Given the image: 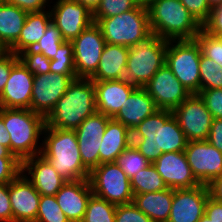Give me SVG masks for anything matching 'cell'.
<instances>
[{
    "mask_svg": "<svg viewBox=\"0 0 222 222\" xmlns=\"http://www.w3.org/2000/svg\"><path fill=\"white\" fill-rule=\"evenodd\" d=\"M34 75L18 60L11 69L7 83L0 95V107L31 109Z\"/></svg>",
    "mask_w": 222,
    "mask_h": 222,
    "instance_id": "cell-18",
    "label": "cell"
},
{
    "mask_svg": "<svg viewBox=\"0 0 222 222\" xmlns=\"http://www.w3.org/2000/svg\"><path fill=\"white\" fill-rule=\"evenodd\" d=\"M202 29L212 36L222 35V5L212 9L210 17Z\"/></svg>",
    "mask_w": 222,
    "mask_h": 222,
    "instance_id": "cell-45",
    "label": "cell"
},
{
    "mask_svg": "<svg viewBox=\"0 0 222 222\" xmlns=\"http://www.w3.org/2000/svg\"><path fill=\"white\" fill-rule=\"evenodd\" d=\"M157 110L159 109L148 92L143 87L136 88L113 119L121 122L132 131Z\"/></svg>",
    "mask_w": 222,
    "mask_h": 222,
    "instance_id": "cell-24",
    "label": "cell"
},
{
    "mask_svg": "<svg viewBox=\"0 0 222 222\" xmlns=\"http://www.w3.org/2000/svg\"><path fill=\"white\" fill-rule=\"evenodd\" d=\"M131 189L134 194L158 192L167 189L156 167L150 163L146 168L137 172L131 179Z\"/></svg>",
    "mask_w": 222,
    "mask_h": 222,
    "instance_id": "cell-30",
    "label": "cell"
},
{
    "mask_svg": "<svg viewBox=\"0 0 222 222\" xmlns=\"http://www.w3.org/2000/svg\"><path fill=\"white\" fill-rule=\"evenodd\" d=\"M92 193L114 205L133 201L131 182L117 162L101 163L89 174Z\"/></svg>",
    "mask_w": 222,
    "mask_h": 222,
    "instance_id": "cell-9",
    "label": "cell"
},
{
    "mask_svg": "<svg viewBox=\"0 0 222 222\" xmlns=\"http://www.w3.org/2000/svg\"><path fill=\"white\" fill-rule=\"evenodd\" d=\"M41 155L66 182L88 179L90 172L84 167L75 130L51 128L45 125Z\"/></svg>",
    "mask_w": 222,
    "mask_h": 222,
    "instance_id": "cell-2",
    "label": "cell"
},
{
    "mask_svg": "<svg viewBox=\"0 0 222 222\" xmlns=\"http://www.w3.org/2000/svg\"><path fill=\"white\" fill-rule=\"evenodd\" d=\"M115 213L116 205L92 194L82 222H115Z\"/></svg>",
    "mask_w": 222,
    "mask_h": 222,
    "instance_id": "cell-31",
    "label": "cell"
},
{
    "mask_svg": "<svg viewBox=\"0 0 222 222\" xmlns=\"http://www.w3.org/2000/svg\"><path fill=\"white\" fill-rule=\"evenodd\" d=\"M195 40L201 48V53L217 63L222 69V41L203 29L195 37Z\"/></svg>",
    "mask_w": 222,
    "mask_h": 222,
    "instance_id": "cell-39",
    "label": "cell"
},
{
    "mask_svg": "<svg viewBox=\"0 0 222 222\" xmlns=\"http://www.w3.org/2000/svg\"><path fill=\"white\" fill-rule=\"evenodd\" d=\"M208 197L207 185L173 189V201L167 222H198L205 213Z\"/></svg>",
    "mask_w": 222,
    "mask_h": 222,
    "instance_id": "cell-17",
    "label": "cell"
},
{
    "mask_svg": "<svg viewBox=\"0 0 222 222\" xmlns=\"http://www.w3.org/2000/svg\"><path fill=\"white\" fill-rule=\"evenodd\" d=\"M221 41H222V35H220V36H217Z\"/></svg>",
    "mask_w": 222,
    "mask_h": 222,
    "instance_id": "cell-56",
    "label": "cell"
},
{
    "mask_svg": "<svg viewBox=\"0 0 222 222\" xmlns=\"http://www.w3.org/2000/svg\"><path fill=\"white\" fill-rule=\"evenodd\" d=\"M110 119L105 114L96 112L75 129L82 163L89 172L100 165V138Z\"/></svg>",
    "mask_w": 222,
    "mask_h": 222,
    "instance_id": "cell-16",
    "label": "cell"
},
{
    "mask_svg": "<svg viewBox=\"0 0 222 222\" xmlns=\"http://www.w3.org/2000/svg\"><path fill=\"white\" fill-rule=\"evenodd\" d=\"M207 141L222 152V119H213Z\"/></svg>",
    "mask_w": 222,
    "mask_h": 222,
    "instance_id": "cell-48",
    "label": "cell"
},
{
    "mask_svg": "<svg viewBox=\"0 0 222 222\" xmlns=\"http://www.w3.org/2000/svg\"><path fill=\"white\" fill-rule=\"evenodd\" d=\"M3 122L10 135V151L20 162L41 153L43 115L31 109L3 108Z\"/></svg>",
    "mask_w": 222,
    "mask_h": 222,
    "instance_id": "cell-4",
    "label": "cell"
},
{
    "mask_svg": "<svg viewBox=\"0 0 222 222\" xmlns=\"http://www.w3.org/2000/svg\"><path fill=\"white\" fill-rule=\"evenodd\" d=\"M0 222H13V212L9 198V183L0 184Z\"/></svg>",
    "mask_w": 222,
    "mask_h": 222,
    "instance_id": "cell-46",
    "label": "cell"
},
{
    "mask_svg": "<svg viewBox=\"0 0 222 222\" xmlns=\"http://www.w3.org/2000/svg\"><path fill=\"white\" fill-rule=\"evenodd\" d=\"M27 12L6 0L0 2V48L7 51L19 38Z\"/></svg>",
    "mask_w": 222,
    "mask_h": 222,
    "instance_id": "cell-29",
    "label": "cell"
},
{
    "mask_svg": "<svg viewBox=\"0 0 222 222\" xmlns=\"http://www.w3.org/2000/svg\"><path fill=\"white\" fill-rule=\"evenodd\" d=\"M41 195L21 172L9 183L13 222H35Z\"/></svg>",
    "mask_w": 222,
    "mask_h": 222,
    "instance_id": "cell-20",
    "label": "cell"
},
{
    "mask_svg": "<svg viewBox=\"0 0 222 222\" xmlns=\"http://www.w3.org/2000/svg\"><path fill=\"white\" fill-rule=\"evenodd\" d=\"M8 3L17 6L27 13L44 11L50 6V0H6ZM49 3V5H48Z\"/></svg>",
    "mask_w": 222,
    "mask_h": 222,
    "instance_id": "cell-47",
    "label": "cell"
},
{
    "mask_svg": "<svg viewBox=\"0 0 222 222\" xmlns=\"http://www.w3.org/2000/svg\"><path fill=\"white\" fill-rule=\"evenodd\" d=\"M201 48L193 40H169L166 65L190 94L200 92Z\"/></svg>",
    "mask_w": 222,
    "mask_h": 222,
    "instance_id": "cell-8",
    "label": "cell"
},
{
    "mask_svg": "<svg viewBox=\"0 0 222 222\" xmlns=\"http://www.w3.org/2000/svg\"><path fill=\"white\" fill-rule=\"evenodd\" d=\"M213 222H222V201L208 197L205 204V213Z\"/></svg>",
    "mask_w": 222,
    "mask_h": 222,
    "instance_id": "cell-49",
    "label": "cell"
},
{
    "mask_svg": "<svg viewBox=\"0 0 222 222\" xmlns=\"http://www.w3.org/2000/svg\"><path fill=\"white\" fill-rule=\"evenodd\" d=\"M168 40L151 33L147 38L129 47V55L122 80L136 88L144 87L156 72L166 64Z\"/></svg>",
    "mask_w": 222,
    "mask_h": 222,
    "instance_id": "cell-6",
    "label": "cell"
},
{
    "mask_svg": "<svg viewBox=\"0 0 222 222\" xmlns=\"http://www.w3.org/2000/svg\"><path fill=\"white\" fill-rule=\"evenodd\" d=\"M116 162L126 173L129 179L150 164V162L137 150L133 144H131L118 156Z\"/></svg>",
    "mask_w": 222,
    "mask_h": 222,
    "instance_id": "cell-34",
    "label": "cell"
},
{
    "mask_svg": "<svg viewBox=\"0 0 222 222\" xmlns=\"http://www.w3.org/2000/svg\"><path fill=\"white\" fill-rule=\"evenodd\" d=\"M100 139V164L116 162L118 156L132 144V132L121 122L111 118Z\"/></svg>",
    "mask_w": 222,
    "mask_h": 222,
    "instance_id": "cell-25",
    "label": "cell"
},
{
    "mask_svg": "<svg viewBox=\"0 0 222 222\" xmlns=\"http://www.w3.org/2000/svg\"><path fill=\"white\" fill-rule=\"evenodd\" d=\"M198 222H213L206 214H204Z\"/></svg>",
    "mask_w": 222,
    "mask_h": 222,
    "instance_id": "cell-55",
    "label": "cell"
},
{
    "mask_svg": "<svg viewBox=\"0 0 222 222\" xmlns=\"http://www.w3.org/2000/svg\"><path fill=\"white\" fill-rule=\"evenodd\" d=\"M195 178L202 185L222 176V152L205 141H188L184 150Z\"/></svg>",
    "mask_w": 222,
    "mask_h": 222,
    "instance_id": "cell-12",
    "label": "cell"
},
{
    "mask_svg": "<svg viewBox=\"0 0 222 222\" xmlns=\"http://www.w3.org/2000/svg\"><path fill=\"white\" fill-rule=\"evenodd\" d=\"M222 89V69L213 60L201 53L200 90Z\"/></svg>",
    "mask_w": 222,
    "mask_h": 222,
    "instance_id": "cell-33",
    "label": "cell"
},
{
    "mask_svg": "<svg viewBox=\"0 0 222 222\" xmlns=\"http://www.w3.org/2000/svg\"><path fill=\"white\" fill-rule=\"evenodd\" d=\"M115 222H153V220L139 210L132 202L116 206Z\"/></svg>",
    "mask_w": 222,
    "mask_h": 222,
    "instance_id": "cell-42",
    "label": "cell"
},
{
    "mask_svg": "<svg viewBox=\"0 0 222 222\" xmlns=\"http://www.w3.org/2000/svg\"><path fill=\"white\" fill-rule=\"evenodd\" d=\"M143 88L154 99L157 108L162 110L173 111L191 95L166 64Z\"/></svg>",
    "mask_w": 222,
    "mask_h": 222,
    "instance_id": "cell-14",
    "label": "cell"
},
{
    "mask_svg": "<svg viewBox=\"0 0 222 222\" xmlns=\"http://www.w3.org/2000/svg\"><path fill=\"white\" fill-rule=\"evenodd\" d=\"M71 42L77 78H90L98 68L106 45L101 28L92 23Z\"/></svg>",
    "mask_w": 222,
    "mask_h": 222,
    "instance_id": "cell-10",
    "label": "cell"
},
{
    "mask_svg": "<svg viewBox=\"0 0 222 222\" xmlns=\"http://www.w3.org/2000/svg\"><path fill=\"white\" fill-rule=\"evenodd\" d=\"M173 201V189L134 194L133 204L153 222H167Z\"/></svg>",
    "mask_w": 222,
    "mask_h": 222,
    "instance_id": "cell-28",
    "label": "cell"
},
{
    "mask_svg": "<svg viewBox=\"0 0 222 222\" xmlns=\"http://www.w3.org/2000/svg\"><path fill=\"white\" fill-rule=\"evenodd\" d=\"M106 43L134 46L151 34L147 8H136L108 18H92Z\"/></svg>",
    "mask_w": 222,
    "mask_h": 222,
    "instance_id": "cell-7",
    "label": "cell"
},
{
    "mask_svg": "<svg viewBox=\"0 0 222 222\" xmlns=\"http://www.w3.org/2000/svg\"><path fill=\"white\" fill-rule=\"evenodd\" d=\"M22 172L20 162L9 148L0 144V184H8Z\"/></svg>",
    "mask_w": 222,
    "mask_h": 222,
    "instance_id": "cell-37",
    "label": "cell"
},
{
    "mask_svg": "<svg viewBox=\"0 0 222 222\" xmlns=\"http://www.w3.org/2000/svg\"><path fill=\"white\" fill-rule=\"evenodd\" d=\"M35 222H70L55 196L41 195Z\"/></svg>",
    "mask_w": 222,
    "mask_h": 222,
    "instance_id": "cell-36",
    "label": "cell"
},
{
    "mask_svg": "<svg viewBox=\"0 0 222 222\" xmlns=\"http://www.w3.org/2000/svg\"><path fill=\"white\" fill-rule=\"evenodd\" d=\"M131 132L132 144L152 164L162 153L184 151L188 143L171 110H157Z\"/></svg>",
    "mask_w": 222,
    "mask_h": 222,
    "instance_id": "cell-1",
    "label": "cell"
},
{
    "mask_svg": "<svg viewBox=\"0 0 222 222\" xmlns=\"http://www.w3.org/2000/svg\"><path fill=\"white\" fill-rule=\"evenodd\" d=\"M153 165L168 188L183 189L201 185L195 178L184 151L162 153Z\"/></svg>",
    "mask_w": 222,
    "mask_h": 222,
    "instance_id": "cell-19",
    "label": "cell"
},
{
    "mask_svg": "<svg viewBox=\"0 0 222 222\" xmlns=\"http://www.w3.org/2000/svg\"><path fill=\"white\" fill-rule=\"evenodd\" d=\"M190 14L203 26L209 19L212 9L207 0H180Z\"/></svg>",
    "mask_w": 222,
    "mask_h": 222,
    "instance_id": "cell-43",
    "label": "cell"
},
{
    "mask_svg": "<svg viewBox=\"0 0 222 222\" xmlns=\"http://www.w3.org/2000/svg\"><path fill=\"white\" fill-rule=\"evenodd\" d=\"M0 144L10 149V135L3 122V108L0 107Z\"/></svg>",
    "mask_w": 222,
    "mask_h": 222,
    "instance_id": "cell-51",
    "label": "cell"
},
{
    "mask_svg": "<svg viewBox=\"0 0 222 222\" xmlns=\"http://www.w3.org/2000/svg\"><path fill=\"white\" fill-rule=\"evenodd\" d=\"M50 73L77 77L71 41H64L58 48L55 57L50 61Z\"/></svg>",
    "mask_w": 222,
    "mask_h": 222,
    "instance_id": "cell-32",
    "label": "cell"
},
{
    "mask_svg": "<svg viewBox=\"0 0 222 222\" xmlns=\"http://www.w3.org/2000/svg\"><path fill=\"white\" fill-rule=\"evenodd\" d=\"M19 60L18 55L9 51L0 53V95L8 81L13 65Z\"/></svg>",
    "mask_w": 222,
    "mask_h": 222,
    "instance_id": "cell-44",
    "label": "cell"
},
{
    "mask_svg": "<svg viewBox=\"0 0 222 222\" xmlns=\"http://www.w3.org/2000/svg\"><path fill=\"white\" fill-rule=\"evenodd\" d=\"M137 6L148 8L155 0H133Z\"/></svg>",
    "mask_w": 222,
    "mask_h": 222,
    "instance_id": "cell-53",
    "label": "cell"
},
{
    "mask_svg": "<svg viewBox=\"0 0 222 222\" xmlns=\"http://www.w3.org/2000/svg\"><path fill=\"white\" fill-rule=\"evenodd\" d=\"M151 33L165 40H193L202 26L180 0H155L148 8Z\"/></svg>",
    "mask_w": 222,
    "mask_h": 222,
    "instance_id": "cell-5",
    "label": "cell"
},
{
    "mask_svg": "<svg viewBox=\"0 0 222 222\" xmlns=\"http://www.w3.org/2000/svg\"><path fill=\"white\" fill-rule=\"evenodd\" d=\"M52 22L64 41L74 40L93 22L92 12L76 0H57L50 9Z\"/></svg>",
    "mask_w": 222,
    "mask_h": 222,
    "instance_id": "cell-13",
    "label": "cell"
},
{
    "mask_svg": "<svg viewBox=\"0 0 222 222\" xmlns=\"http://www.w3.org/2000/svg\"><path fill=\"white\" fill-rule=\"evenodd\" d=\"M63 42L64 40L59 29L51 21L48 24L44 35L36 43L33 49L37 52H41L49 60H52Z\"/></svg>",
    "mask_w": 222,
    "mask_h": 222,
    "instance_id": "cell-35",
    "label": "cell"
},
{
    "mask_svg": "<svg viewBox=\"0 0 222 222\" xmlns=\"http://www.w3.org/2000/svg\"><path fill=\"white\" fill-rule=\"evenodd\" d=\"M77 77L57 73L36 75L33 79L31 110L46 117Z\"/></svg>",
    "mask_w": 222,
    "mask_h": 222,
    "instance_id": "cell-15",
    "label": "cell"
},
{
    "mask_svg": "<svg viewBox=\"0 0 222 222\" xmlns=\"http://www.w3.org/2000/svg\"><path fill=\"white\" fill-rule=\"evenodd\" d=\"M92 194L89 180L82 179L66 182L56 193L55 198L70 222H82Z\"/></svg>",
    "mask_w": 222,
    "mask_h": 222,
    "instance_id": "cell-22",
    "label": "cell"
},
{
    "mask_svg": "<svg viewBox=\"0 0 222 222\" xmlns=\"http://www.w3.org/2000/svg\"><path fill=\"white\" fill-rule=\"evenodd\" d=\"M172 112L188 141L207 140L213 118L198 94H191Z\"/></svg>",
    "mask_w": 222,
    "mask_h": 222,
    "instance_id": "cell-11",
    "label": "cell"
},
{
    "mask_svg": "<svg viewBox=\"0 0 222 222\" xmlns=\"http://www.w3.org/2000/svg\"><path fill=\"white\" fill-rule=\"evenodd\" d=\"M76 1L84 5L88 10H90L93 13L101 0H76Z\"/></svg>",
    "mask_w": 222,
    "mask_h": 222,
    "instance_id": "cell-52",
    "label": "cell"
},
{
    "mask_svg": "<svg viewBox=\"0 0 222 222\" xmlns=\"http://www.w3.org/2000/svg\"><path fill=\"white\" fill-rule=\"evenodd\" d=\"M98 113L113 118L136 87L120 80L93 81Z\"/></svg>",
    "mask_w": 222,
    "mask_h": 222,
    "instance_id": "cell-23",
    "label": "cell"
},
{
    "mask_svg": "<svg viewBox=\"0 0 222 222\" xmlns=\"http://www.w3.org/2000/svg\"><path fill=\"white\" fill-rule=\"evenodd\" d=\"M22 173L40 195L55 196L66 183L50 162L41 154L24 160L22 162Z\"/></svg>",
    "mask_w": 222,
    "mask_h": 222,
    "instance_id": "cell-21",
    "label": "cell"
},
{
    "mask_svg": "<svg viewBox=\"0 0 222 222\" xmlns=\"http://www.w3.org/2000/svg\"><path fill=\"white\" fill-rule=\"evenodd\" d=\"M96 112L94 82L90 78H77L45 117L46 126L75 130Z\"/></svg>",
    "mask_w": 222,
    "mask_h": 222,
    "instance_id": "cell-3",
    "label": "cell"
},
{
    "mask_svg": "<svg viewBox=\"0 0 222 222\" xmlns=\"http://www.w3.org/2000/svg\"><path fill=\"white\" fill-rule=\"evenodd\" d=\"M209 197L216 201H222V176L213 179L207 184Z\"/></svg>",
    "mask_w": 222,
    "mask_h": 222,
    "instance_id": "cell-50",
    "label": "cell"
},
{
    "mask_svg": "<svg viewBox=\"0 0 222 222\" xmlns=\"http://www.w3.org/2000/svg\"><path fill=\"white\" fill-rule=\"evenodd\" d=\"M19 60L34 76L50 73V61L41 52L28 49L18 54Z\"/></svg>",
    "mask_w": 222,
    "mask_h": 222,
    "instance_id": "cell-38",
    "label": "cell"
},
{
    "mask_svg": "<svg viewBox=\"0 0 222 222\" xmlns=\"http://www.w3.org/2000/svg\"><path fill=\"white\" fill-rule=\"evenodd\" d=\"M133 0H101L92 18H108L136 8Z\"/></svg>",
    "mask_w": 222,
    "mask_h": 222,
    "instance_id": "cell-40",
    "label": "cell"
},
{
    "mask_svg": "<svg viewBox=\"0 0 222 222\" xmlns=\"http://www.w3.org/2000/svg\"><path fill=\"white\" fill-rule=\"evenodd\" d=\"M51 21L50 9L28 13L18 40L7 51L18 55L25 50L33 49Z\"/></svg>",
    "mask_w": 222,
    "mask_h": 222,
    "instance_id": "cell-27",
    "label": "cell"
},
{
    "mask_svg": "<svg viewBox=\"0 0 222 222\" xmlns=\"http://www.w3.org/2000/svg\"><path fill=\"white\" fill-rule=\"evenodd\" d=\"M129 47L106 43L92 81L120 80L126 71Z\"/></svg>",
    "mask_w": 222,
    "mask_h": 222,
    "instance_id": "cell-26",
    "label": "cell"
},
{
    "mask_svg": "<svg viewBox=\"0 0 222 222\" xmlns=\"http://www.w3.org/2000/svg\"><path fill=\"white\" fill-rule=\"evenodd\" d=\"M211 9L222 5V0H207Z\"/></svg>",
    "mask_w": 222,
    "mask_h": 222,
    "instance_id": "cell-54",
    "label": "cell"
},
{
    "mask_svg": "<svg viewBox=\"0 0 222 222\" xmlns=\"http://www.w3.org/2000/svg\"><path fill=\"white\" fill-rule=\"evenodd\" d=\"M213 119H222V89L200 90L198 93Z\"/></svg>",
    "mask_w": 222,
    "mask_h": 222,
    "instance_id": "cell-41",
    "label": "cell"
}]
</instances>
